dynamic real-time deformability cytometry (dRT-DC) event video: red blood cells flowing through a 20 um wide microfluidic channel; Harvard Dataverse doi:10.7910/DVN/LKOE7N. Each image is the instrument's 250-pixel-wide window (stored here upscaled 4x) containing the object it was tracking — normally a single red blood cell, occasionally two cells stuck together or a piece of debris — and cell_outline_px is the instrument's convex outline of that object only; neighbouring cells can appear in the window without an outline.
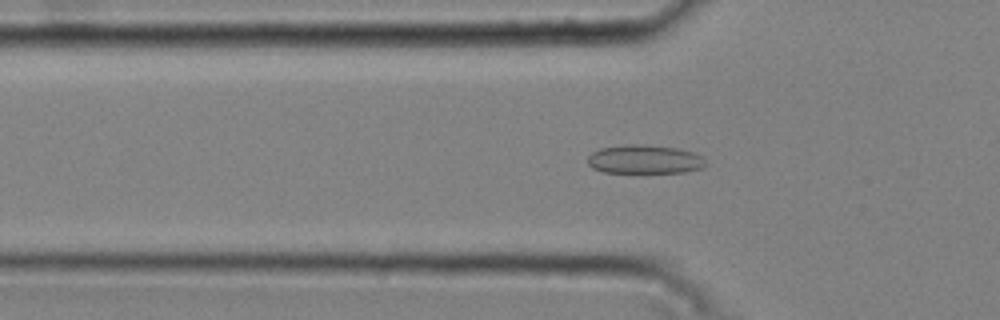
{"species": "common noctule bat (a hibernating species)", "species_latin": "Nyctalus noctula", "temperature_condition": "cold", "stored_images_in_passage": 51, "camera_frame_rate_fps": 3000, "um_per_image_px": 0.085, "animal": {"sex": "male", "body_mass_g": 20.4}, "frame": {"image": 1, "passage_image": 17, "time_ms": 5.333, "image_size_px": [1000, 320], "cell_outline_px": [[708, 164], [704, 168], [684, 172], [604, 172], [592, 168], [588, 164], [588, 156], [592, 152], [600, 148], [628, 144], [644, 144], [676, 148], [692, 152], [704, 156]], "centroid_in_image_um": [54.83, 13.54], "position_along_channel_um": 71.0, "area_um2": 19.94}}
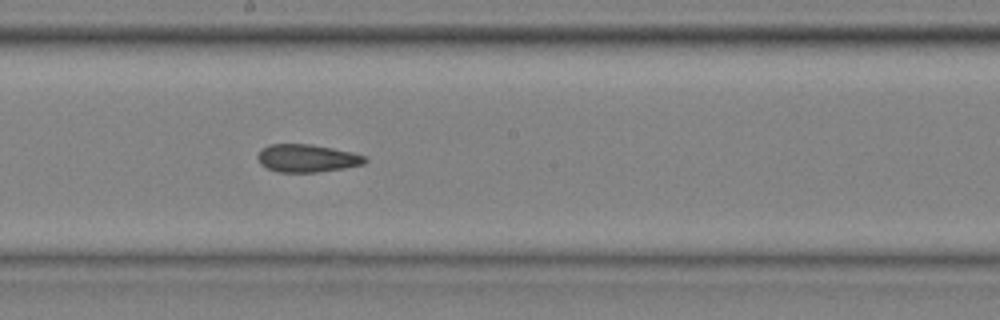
{"frame": {"image": 2, "passage_image": 29, "time_ms": 9.333, "image_size_px": [1000, 320], "cell_outline_px": [[368, 160], [364, 164], [344, 168], [316, 172], [276, 172], [260, 164], [256, 156], [268, 144], [312, 144], [352, 152], [368, 156]], "centroid_in_image_um": [26.12, 13.45], "position_along_channel_um": 222.1, "area_um2": 17.46}}
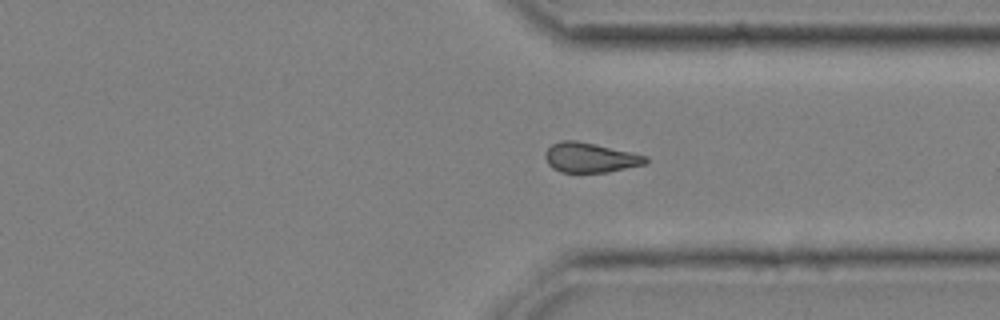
{"frame": {"image": 3, "passage_image": 40, "time_ms": 13.0, "image_size_px": [1000, 320], "cell_outline_px": [[648, 160], [644, 164], [608, 172], [560, 172], [552, 168], [548, 164], [544, 156], [544, 152], [552, 144], [560, 140], [576, 140], [648, 156]], "centroid_in_image_um": [50.12, 13.39], "position_along_channel_um": 361.3, "area_um2": 17.34}, "authors_computed_cell_mechanics": {"area_um2": 18.0336, "velocity_mm_per_s": 3.7756, "shape_relaxation_time_tau1_ms": null, "shape_relaxation_time_tau2_ms": 3.1049, "deformation_change_tau1": null, "deformation_change_tau2": 0.0719}}